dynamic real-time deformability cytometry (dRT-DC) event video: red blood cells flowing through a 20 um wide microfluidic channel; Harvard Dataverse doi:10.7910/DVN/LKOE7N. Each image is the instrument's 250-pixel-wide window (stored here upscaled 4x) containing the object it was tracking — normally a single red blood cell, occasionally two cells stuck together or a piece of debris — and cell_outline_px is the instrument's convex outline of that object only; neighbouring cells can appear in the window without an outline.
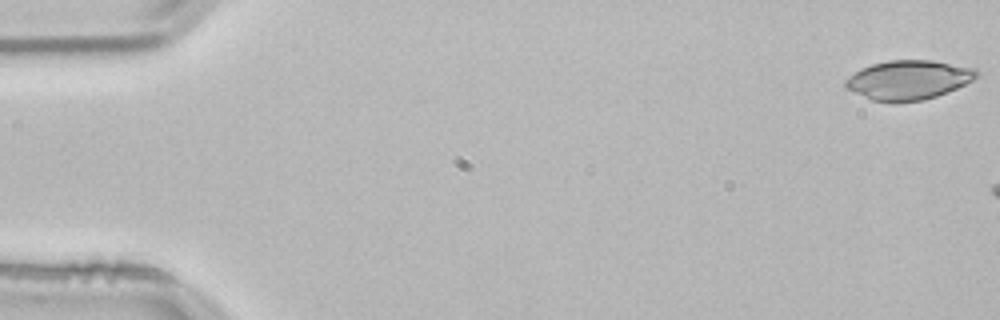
{"species": "common noctule bat (a hibernating species)", "species_latin": "Nyctalus noctula", "temperature_condition": "room temperature", "stored_images_in_passage": 7, "camera_frame_rate_fps": 3000, "um_per_image_px": 0.085, "animal": {"sex": "male", "body_mass_g": 21.5, "forearm_length_mm": 52.0}, "frame": {"image": 1, "passage_image": 1, "time_ms": 0.0, "image_size_px": [1000, 320], "cell_outline_px": [[980, 76], [956, 88], [936, 96], [924, 100], [896, 104], [892, 104], [872, 100], [844, 88], [844, 80], [848, 76], [860, 68], [872, 64], [888, 60], [932, 60], [976, 68], [980, 72]], "centroid_in_image_um": [77.19, 6.81], "position_along_channel_um": 7.8, "area_um2": 30.58}}